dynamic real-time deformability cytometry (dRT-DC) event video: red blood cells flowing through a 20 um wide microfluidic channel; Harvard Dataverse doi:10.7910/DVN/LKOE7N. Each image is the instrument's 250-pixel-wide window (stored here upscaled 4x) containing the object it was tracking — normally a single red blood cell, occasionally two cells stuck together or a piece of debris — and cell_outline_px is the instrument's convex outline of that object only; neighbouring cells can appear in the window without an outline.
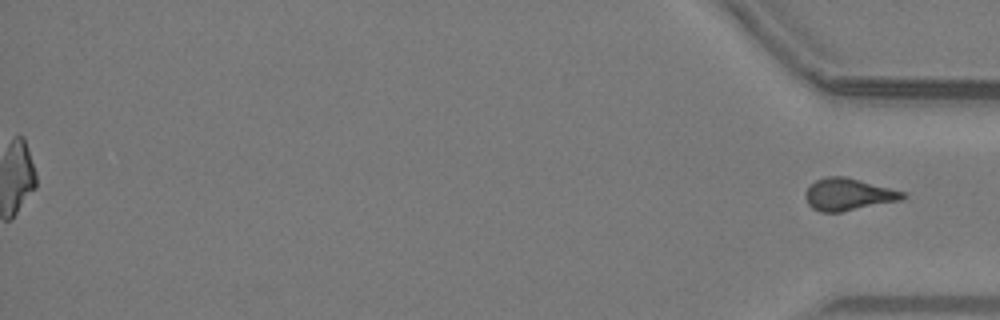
{"species": "common noctule bat (a hibernating species)", "species_latin": "Nyctalus noctula", "temperature_condition": "warm", "stored_images_in_passage": 36, "camera_frame_rate_fps": 3000, "um_per_image_px": 0.085, "animal": {"sex": "male", "body_mass_g": 19.2, "forearm_length_mm": 51.8}, "frame": {"image": 1, "passage_image": 36, "time_ms": 11.667, "image_size_px": [1000, 320], "cell_outline_px": [[908, 196], [900, 200], [840, 212], [820, 212], [812, 208], [808, 204], [804, 196], [804, 192], [816, 180], [824, 176], [844, 176], [904, 192]], "centroid_in_image_um": [72.06, 16.52], "position_along_channel_um": 363.1, "area_um2": 18.03}}